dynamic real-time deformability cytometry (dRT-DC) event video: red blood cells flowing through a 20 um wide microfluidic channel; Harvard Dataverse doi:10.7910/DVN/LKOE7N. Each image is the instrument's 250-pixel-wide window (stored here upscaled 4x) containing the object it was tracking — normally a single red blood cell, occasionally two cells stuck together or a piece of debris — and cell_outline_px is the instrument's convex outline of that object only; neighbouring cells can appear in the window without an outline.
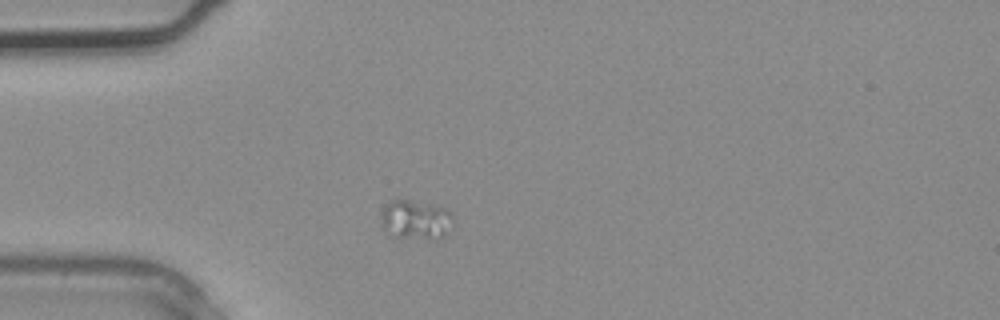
{"species": "common noctule bat (a hibernating species)", "species_latin": "Nyctalus noctula", "temperature_condition": "warm", "stored_images_in_passage": 2, "camera_frame_rate_fps": 3000, "um_per_image_px": 0.085, "animal": {"sex": "male", "body_mass_g": 20.4}, "frame": {"image": 1, "passage_image": 1, "time_ms": 0.0, "image_size_px": [1000, 320], "cell_outline_px": [[452, 220], [440, 240], [428, 240], [388, 236], [384, 228], [380, 216], [384, 204], [388, 200], [396, 196], [448, 208], [452, 212]], "centroid_in_image_um": [35.27, 18.64], "position_along_channel_um": 49.7, "area_um2": 17.34}}